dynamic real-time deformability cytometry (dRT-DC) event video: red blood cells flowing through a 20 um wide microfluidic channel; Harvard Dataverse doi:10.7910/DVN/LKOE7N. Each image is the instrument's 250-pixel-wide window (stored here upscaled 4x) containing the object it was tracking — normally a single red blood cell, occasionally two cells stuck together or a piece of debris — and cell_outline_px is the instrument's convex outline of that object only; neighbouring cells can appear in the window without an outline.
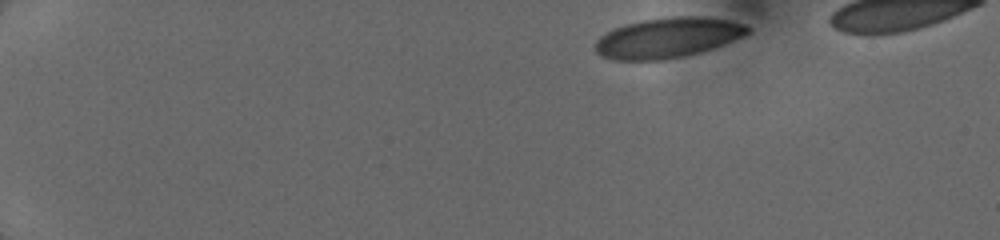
{"species": "human", "species_latin": "Homo sapiens", "temperature_condition": "cold", "stored_images_in_passage": 30, "camera_frame_rate_fps": 3000, "um_per_image_px": 0.085, "donor": {"sex": "female"}, "frame": {"image": 1, "passage_image": 1, "time_ms": 0.0, "image_size_px": [1000, 240], "cell_outline_px": [[752, 32], [744, 36], [724, 44], [700, 52], [684, 56], [664, 60], [612, 60], [600, 56], [596, 52], [596, 40], [600, 36], [624, 24], [644, 20], [672, 16], [704, 16], [728, 20], [744, 24], [752, 28]], "centroid_in_image_um": [56.79, 3.21], "position_along_channel_um": 28.2, "area_um2": 35.84}}
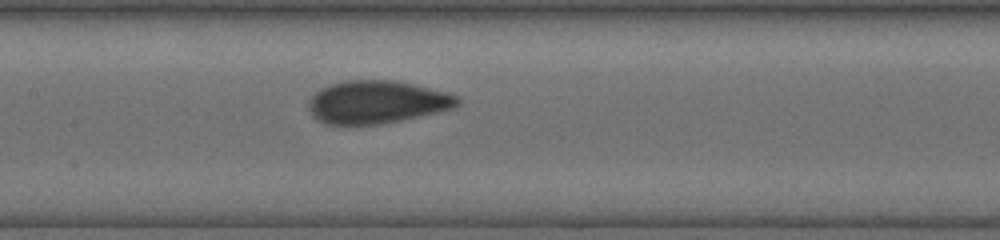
{"frame": {"image": 2, "passage_image": 19, "time_ms": 6.333, "image_size_px": [1000, 240], "cell_outline_px": [[460, 104], [452, 108], [436, 112], [400, 120], [380, 124], [324, 124], [316, 120], [312, 116], [308, 108], [308, 100], [320, 88], [332, 84], [348, 80], [392, 80], [412, 84], [460, 96]], "centroid_in_image_um": [31.99, 8.68], "position_along_channel_um": 175.4, "area_um2": 36.93}}
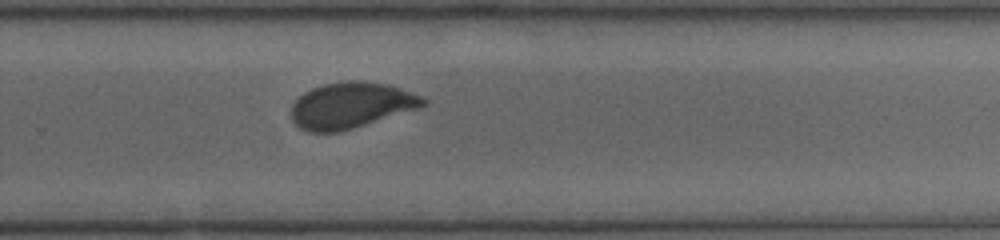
{"frame": {"image": 3, "passage_image": 30, "time_ms": 9.333, "image_size_px": [1000, 240], "cell_outline_px": [[428, 104], [420, 108], [352, 128], [336, 132], [308, 132], [300, 128], [292, 120], [292, 104], [304, 92], [312, 88], [324, 84], [348, 80], [360, 80], [388, 84], [412, 92], [428, 100]], "centroid_in_image_um": [29.85, 8.94], "position_along_channel_um": 299.9, "area_um2": 35.26}}